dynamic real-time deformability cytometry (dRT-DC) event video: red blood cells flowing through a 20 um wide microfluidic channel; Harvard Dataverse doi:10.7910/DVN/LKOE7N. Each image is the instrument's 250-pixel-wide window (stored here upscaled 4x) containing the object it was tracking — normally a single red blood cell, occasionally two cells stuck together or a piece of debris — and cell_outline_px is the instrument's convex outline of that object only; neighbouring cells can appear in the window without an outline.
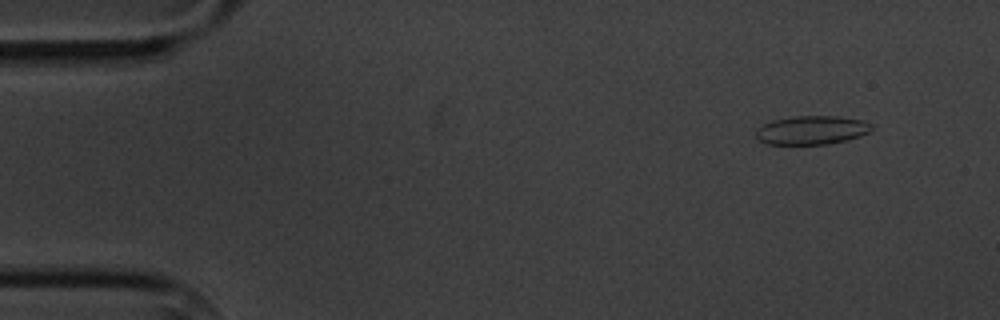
{"species": "common noctule bat (a hibernating species)", "species_latin": "Nyctalus noctula", "temperature_condition": "cold", "stored_images_in_passage": 5, "camera_frame_rate_fps": 3000, "um_per_image_px": 0.085, "animal": {"sex": "male", "body_mass_g": 20.1, "forearm_length_mm": 53.5}, "frame": {"image": 1, "passage_image": 2, "time_ms": 1.0, "image_size_px": [1000, 320], "cell_outline_px": [[872, 128], [868, 132], [860, 136], [848, 140], [828, 144], [768, 144], [760, 140], [756, 136], [756, 128], [772, 120], [796, 116], [836, 116], [860, 120], [872, 124]], "centroid_in_image_um": [68.98, 11.06], "position_along_channel_um": 16.0, "area_um2": 19.25}}